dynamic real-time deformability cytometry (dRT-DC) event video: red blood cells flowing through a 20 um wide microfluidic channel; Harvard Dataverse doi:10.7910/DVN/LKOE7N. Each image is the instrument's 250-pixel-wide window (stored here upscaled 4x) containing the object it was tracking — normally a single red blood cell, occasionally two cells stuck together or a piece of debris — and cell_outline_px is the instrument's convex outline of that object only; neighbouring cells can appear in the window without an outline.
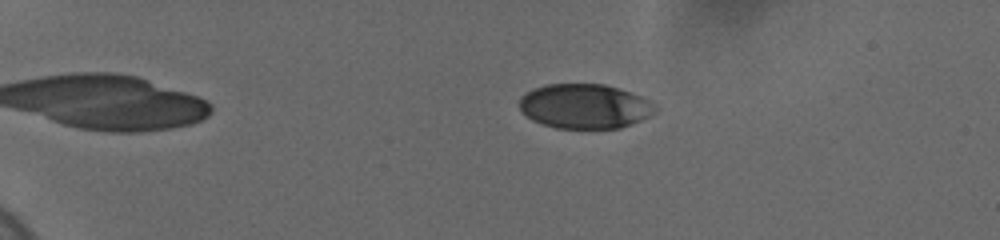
{"species": "human", "species_latin": "Homo sapiens", "temperature_condition": "cold", "stored_images_in_passage": 38, "camera_frame_rate_fps": 3000, "um_per_image_px": 0.085, "donor": {"sex": "female"}, "frame": {"image": 1, "passage_image": 2, "time_ms": 0.667, "image_size_px": [1000, 240], "cell_outline_px": [[660, 108], [656, 112], [640, 120], [620, 128], [556, 128], [532, 120], [520, 108], [520, 96], [532, 88], [544, 84], [604, 84], [640, 96], [656, 104]], "centroid_in_image_um": [49.7, 9.02], "position_along_channel_um": 35.3, "area_um2": 35.2}}
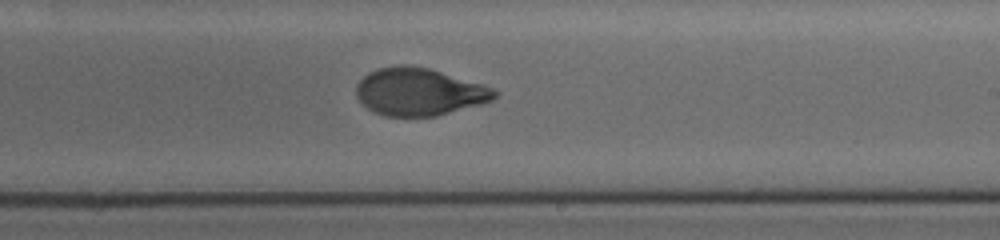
{"frame": {"image": 2, "passage_image": 19, "time_ms": 9.0, "image_size_px": [1000, 240], "cell_outline_px": [[500, 92], [492, 100], [480, 104], [436, 116], [384, 116], [368, 108], [356, 96], [356, 84], [368, 72], [376, 68], [404, 64], [428, 68], [480, 84], [492, 88]], "centroid_in_image_um": [35.59, 7.8], "position_along_channel_um": 253.4, "area_um2": 37.92}}
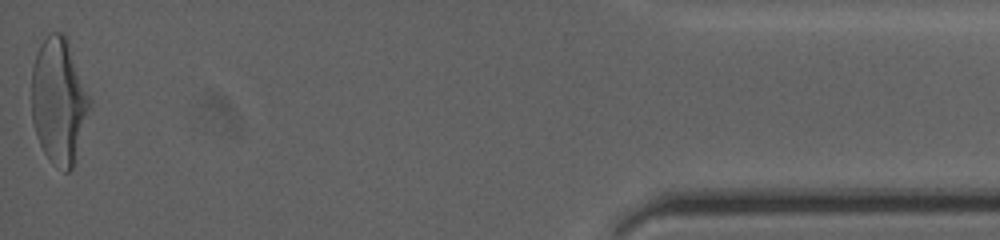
{"frame": {"image": 3, "passage_image": 38, "time_ms": 15.667, "image_size_px": [1000, 240], "cell_outline_px": [[92, 108], [72, 168], [68, 172], [64, 172], [52, 164], [44, 152], [36, 136], [32, 120], [32, 68], [40, 44], [48, 32], [64, 32], [68, 40], [92, 100]], "centroid_in_image_um": [5.03, 8.58], "position_along_channel_um": 430.2, "area_um2": 43.23}, "authors_computed_cell_mechanics": {"area_um2": 38.148, "velocity_mm_per_s": 3.6646, "shape_relaxation_time_tau1_ms": 3.7027, "shape_relaxation_time_tau2_ms": 0.8505, "deformation_change_tau1": 0.1636, "deformation_change_tau2": 0.0582}}